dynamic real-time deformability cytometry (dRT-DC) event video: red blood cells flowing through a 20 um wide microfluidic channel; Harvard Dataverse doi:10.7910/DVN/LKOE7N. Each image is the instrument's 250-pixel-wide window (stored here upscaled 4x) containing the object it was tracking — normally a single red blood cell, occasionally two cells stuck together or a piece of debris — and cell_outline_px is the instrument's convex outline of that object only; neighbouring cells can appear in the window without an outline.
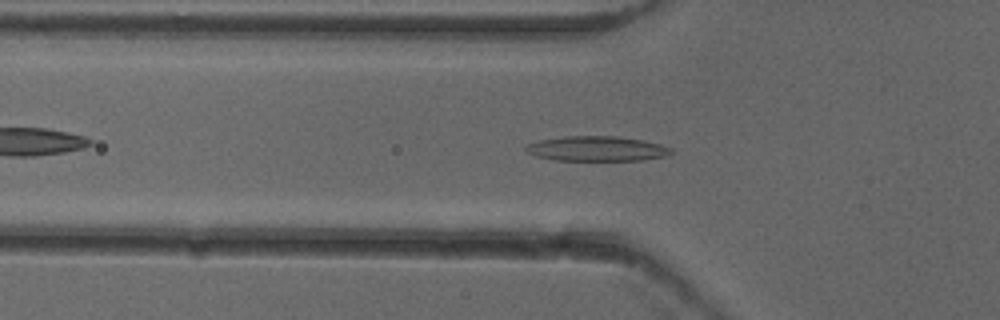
{"species": "common noctule bat (a hibernating species)", "species_latin": "Nyctalus noctula", "temperature_condition": "cold", "stored_images_in_passage": 40, "camera_frame_rate_fps": 3000, "um_per_image_px": 0.085, "animal": {"sex": "female"}, "frame": {"image": 1, "passage_image": 8, "time_ms": 2.333, "image_size_px": [1000, 320], "cell_outline_px": [[676, 152], [664, 156], [644, 160], [552, 160], [536, 156], [528, 152], [524, 148], [528, 144], [540, 140], [564, 136], [616, 136], [644, 140], [660, 144], [672, 148]], "centroid_in_image_um": [50.76, 12.63], "position_along_channel_um": 75.0, "area_um2": 21.15}}
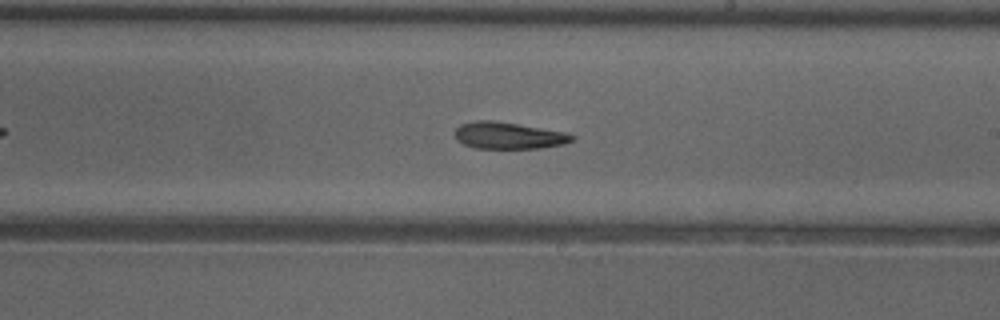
{"frame": {"image": 2, "passage_image": 21, "time_ms": 6.667, "image_size_px": [1000, 320], "cell_outline_px": [[576, 136], [572, 140], [564, 144], [540, 148], [476, 148], [464, 144], [456, 140], [456, 128], [460, 124], [476, 120], [492, 120], [568, 132]], "centroid_in_image_um": [43.24, 11.51], "position_along_channel_um": 245.8, "area_um2": 18.26}}
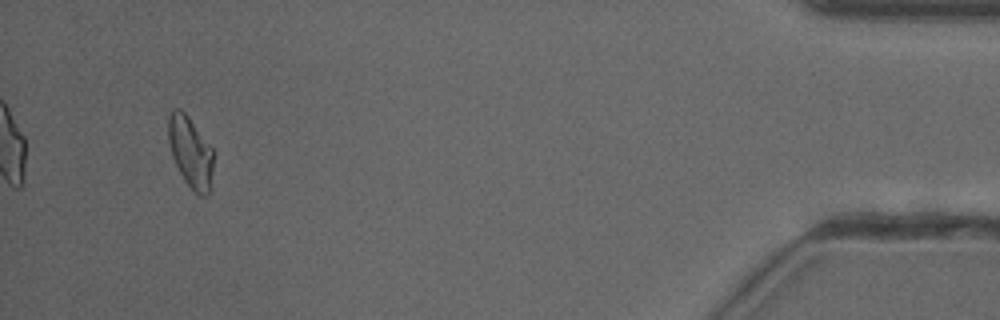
{"frame": {"image": 3, "passage_image": 40, "time_ms": 13.0, "image_size_px": [1000, 320], "cell_outline_px": [[212, 168], [208, 196], [200, 196], [192, 192], [184, 180], [172, 156], [168, 144], [168, 116], [172, 108], [180, 108], [188, 116], [212, 148]], "centroid_in_image_um": [16.16, 12.92], "position_along_channel_um": 419.0, "area_um2": 18.61}, "authors_computed_cell_mechanics": {"area_um2": 18.9873, "velocity_mm_per_s": 3.9183, "shape_relaxation_time_tau1_ms": 6.6885, "shape_relaxation_time_tau2_ms": null, "deformation_change_tau1": 0.1575, "deformation_change_tau2": null}}